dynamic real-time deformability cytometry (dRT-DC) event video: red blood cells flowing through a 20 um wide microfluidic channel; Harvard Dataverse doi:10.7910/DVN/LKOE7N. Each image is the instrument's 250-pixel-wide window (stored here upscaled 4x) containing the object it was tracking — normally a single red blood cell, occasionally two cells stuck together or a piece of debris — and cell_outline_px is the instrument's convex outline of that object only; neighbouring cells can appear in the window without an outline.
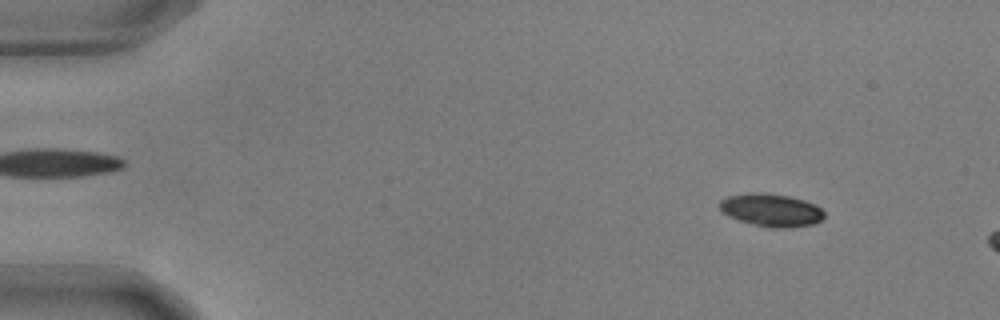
{"species": "common noctule bat (a hibernating species)", "species_latin": "Nyctalus noctula", "temperature_condition": "warm", "stored_images_in_passage": 12, "camera_frame_rate_fps": 3000, "um_per_image_px": 0.085, "animal": {"sex": "male", "body_mass_g": 17.9, "forearm_length_mm": 54.2}, "frame": {"image": 1, "passage_image": 6, "time_ms": 1.667, "image_size_px": [1000, 320], "cell_outline_px": [[824, 216], [816, 224], [784, 228], [772, 228], [740, 220], [728, 216], [720, 208], [720, 200], [728, 196], [748, 192], [760, 192], [788, 196], [804, 200], [816, 204], [824, 212]], "centroid_in_image_um": [65.57, 17.85], "position_along_channel_um": 19.4, "area_um2": 19.88}}